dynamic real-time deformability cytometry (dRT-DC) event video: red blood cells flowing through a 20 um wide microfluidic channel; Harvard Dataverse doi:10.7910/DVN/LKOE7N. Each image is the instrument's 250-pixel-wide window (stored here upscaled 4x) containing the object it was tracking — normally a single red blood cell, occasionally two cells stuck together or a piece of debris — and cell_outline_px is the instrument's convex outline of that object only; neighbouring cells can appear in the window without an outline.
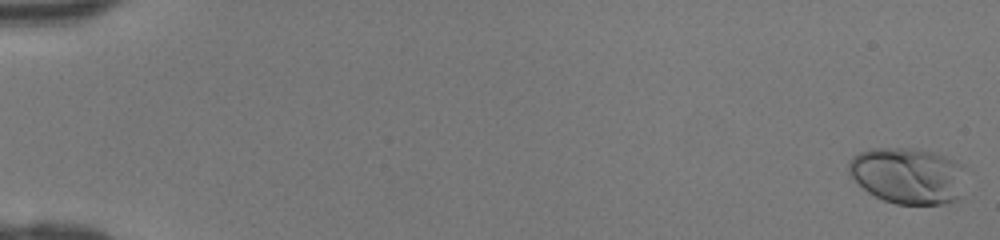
{"species": "human", "species_latin": "Homo sapiens", "temperature_condition": "room temperature", "stored_images_in_passage": 47, "camera_frame_rate_fps": 3000, "um_per_image_px": 0.085, "donor": {"sex": "female"}, "frame": {"image": 1, "passage_image": 1, "time_ms": 0.0, "image_size_px": [1000, 240], "cell_outline_px": [[964, 164], [956, 200], [944, 204], [896, 204], [884, 200], [868, 192], [848, 172], [848, 164], [852, 156], [860, 152], [872, 148], [912, 148], [932, 152], [944, 156]], "centroid_in_image_um": [77.12, 14.91], "position_along_channel_um": 7.9, "area_um2": 37.8}}
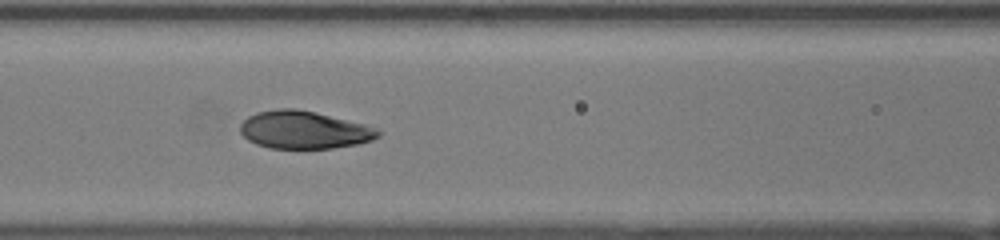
{"frame": {"image": 2, "passage_image": 22, "time_ms": 7.0, "image_size_px": [1000, 240], "cell_outline_px": [[380, 136], [372, 140], [356, 144], [332, 148], [268, 148], [256, 144], [248, 140], [240, 132], [240, 124], [248, 116], [256, 112], [280, 108], [296, 108], [316, 112], [364, 124], [376, 128], [380, 132]], "centroid_in_image_um": [25.82, 11.03], "position_along_channel_um": 140.8, "area_um2": 30.29}}
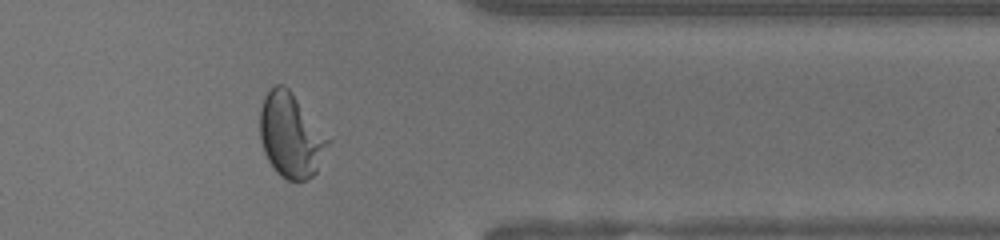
{"frame": {"image": 3, "passage_image": 39, "time_ms": 12.667, "image_size_px": [1000, 240], "cell_outline_px": [[332, 140], [316, 172], [312, 176], [304, 180], [288, 180], [280, 176], [276, 172], [268, 160], [264, 152], [260, 140], [260, 108], [264, 96], [276, 84], [284, 84], [292, 92]], "centroid_in_image_um": [24.73, 11.5], "position_along_channel_um": 386.7, "area_um2": 33.58}}